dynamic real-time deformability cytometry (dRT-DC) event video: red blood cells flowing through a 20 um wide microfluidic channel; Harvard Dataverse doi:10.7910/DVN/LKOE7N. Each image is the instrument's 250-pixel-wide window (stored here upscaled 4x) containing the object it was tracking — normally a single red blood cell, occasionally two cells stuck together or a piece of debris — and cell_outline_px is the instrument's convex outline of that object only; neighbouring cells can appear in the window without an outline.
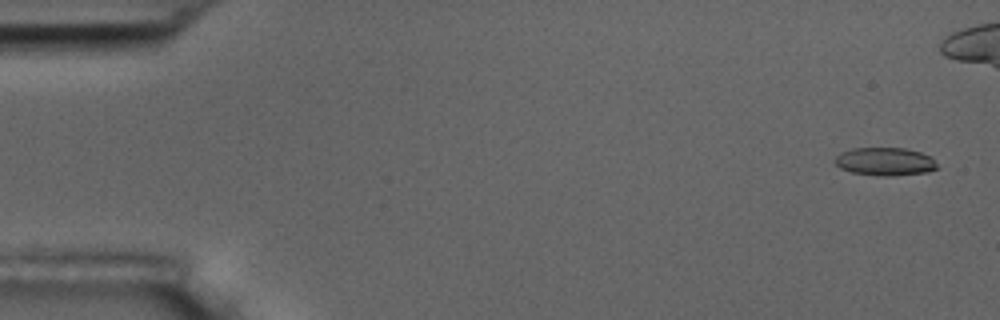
{"species": "common noctule bat (a hibernating species)", "species_latin": "Nyctalus noctula", "temperature_condition": "room temperature", "stored_images_in_passage": 12, "camera_frame_rate_fps": 3000, "um_per_image_px": 0.085, "animal": {"sex": "male", "body_mass_g": 17.5, "forearm_length_mm": 52.3}, "frame": {"image": 1, "passage_image": 1, "time_ms": 0.0, "image_size_px": [1000, 320], "cell_outline_px": [[936, 168], [928, 172], [892, 176], [880, 176], [852, 172], [840, 168], [832, 160], [840, 152], [852, 148], [904, 148], [920, 152], [928, 156], [936, 164]], "centroid_in_image_um": [75.16, 13.73], "position_along_channel_um": 9.8, "area_um2": 16.65}}
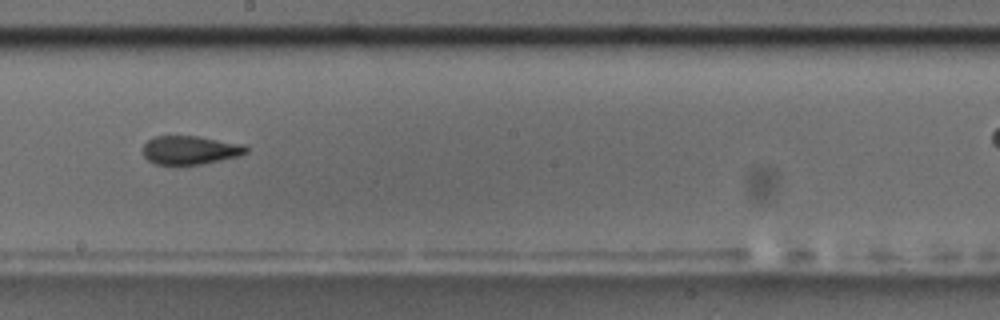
{"frame": {"image": 2, "passage_image": 9, "time_ms": 9.667, "image_size_px": [1000, 320], "cell_outline_px": [[248, 152], [240, 156], [200, 164], [156, 164], [148, 160], [144, 156], [144, 144], [148, 140], [156, 136], [200, 136], [248, 144]], "centroid_in_image_um": [16.24, 12.74], "position_along_channel_um": 232.0, "area_um2": 17.34}}
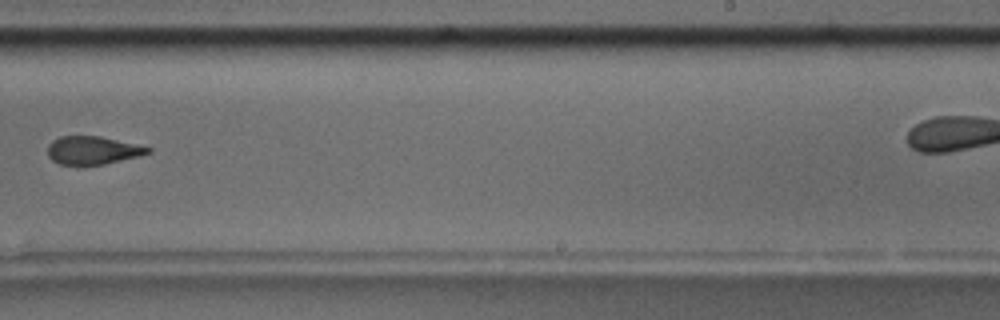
{"frame": {"image": 3, "passage_image": 10, "time_ms": 11.0, "image_size_px": [1000, 320], "cell_outline_px": [[152, 152], [140, 156], [104, 164], [60, 164], [52, 160], [48, 156], [48, 144], [52, 140], [60, 136], [100, 136], [152, 148]], "centroid_in_image_um": [7.88, 12.77], "position_along_channel_um": 281.1, "area_um2": 16.3}}